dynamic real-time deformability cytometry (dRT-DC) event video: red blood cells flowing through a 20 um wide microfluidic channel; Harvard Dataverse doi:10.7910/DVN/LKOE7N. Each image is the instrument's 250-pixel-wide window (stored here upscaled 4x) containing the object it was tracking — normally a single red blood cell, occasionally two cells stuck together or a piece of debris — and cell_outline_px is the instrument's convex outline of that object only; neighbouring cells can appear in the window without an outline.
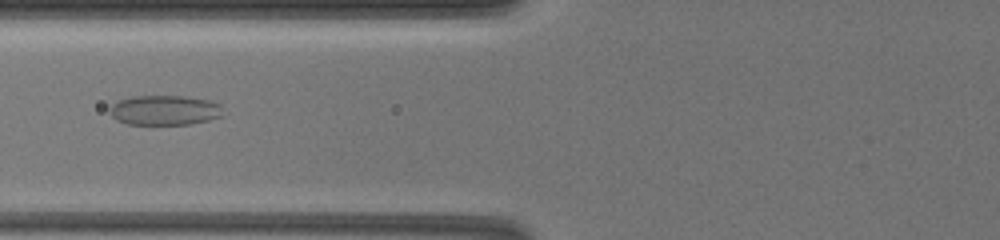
{"species": "common noctule bat (a hibernating species)", "species_latin": "Nyctalus noctula", "temperature_condition": "warm", "stored_images_in_passage": 29, "camera_frame_rate_fps": 3000, "um_per_image_px": 0.085, "animal": {"sex": "female", "body_mass_g": 19.5, "forearm_length_mm": 54.1}, "frame": {"image": 1, "passage_image": 25, "time_ms": 9.667, "image_size_px": [1000, 240], "cell_outline_px": [[220, 116], [208, 120], [188, 124], [128, 124], [116, 120], [112, 116], [108, 108], [112, 104], [120, 100], [132, 96], [184, 96], [208, 100], [220, 104]], "centroid_in_image_um": [13.93, 9.36], "position_along_channel_um": 111.9, "area_um2": 19.48}}
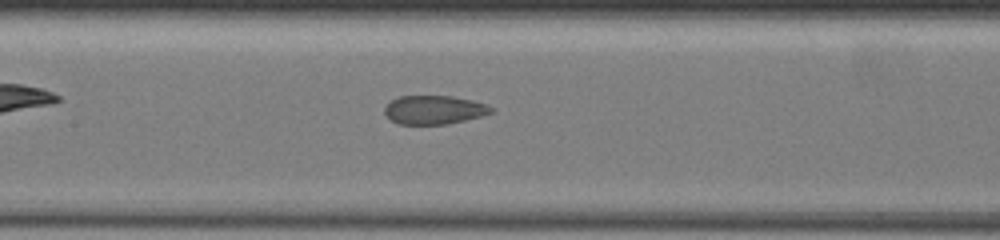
{"frame": {"image": 2, "passage_image": 29, "time_ms": 11.333, "image_size_px": [1000, 240], "cell_outline_px": [[496, 112], [448, 124], [396, 124], [384, 112], [384, 108], [392, 100], [400, 96], [452, 96], [472, 100], [496, 108]], "centroid_in_image_um": [36.93, 9.34], "position_along_channel_um": 170.5, "area_um2": 17.8}}